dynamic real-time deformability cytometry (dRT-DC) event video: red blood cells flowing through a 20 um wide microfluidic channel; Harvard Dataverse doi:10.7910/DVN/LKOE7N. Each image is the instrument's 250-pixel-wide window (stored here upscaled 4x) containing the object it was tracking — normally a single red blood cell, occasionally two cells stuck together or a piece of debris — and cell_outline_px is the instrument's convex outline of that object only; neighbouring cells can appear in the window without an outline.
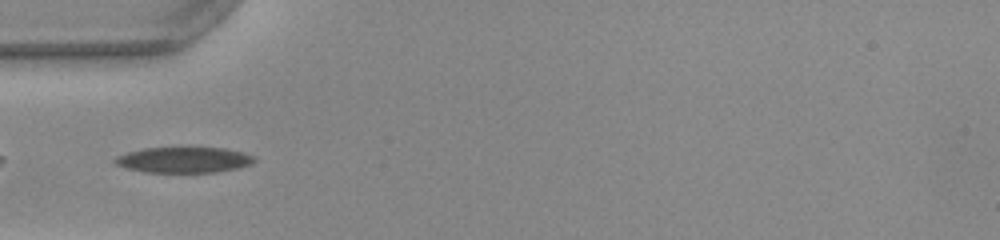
{"species": "common noctule bat (a hibernating species)", "species_latin": "Nyctalus noctula", "temperature_condition": "warm", "stored_images_in_passage": 36, "camera_frame_rate_fps": 3000, "um_per_image_px": 0.085, "animal": {"sex": "female", "body_mass_g": 22.0, "forearm_length_mm": 56.7}, "frame": {"image": 1, "passage_image": 1, "time_ms": 0.0, "image_size_px": [1000, 240], "cell_outline_px": [[256, 160], [252, 164], [236, 168], [216, 172], [144, 172], [128, 168], [116, 164], [112, 160], [116, 156], [128, 152], [144, 148], [224, 148], [244, 152], [256, 156]], "centroid_in_image_um": [15.65, 13.59], "position_along_channel_um": 69.3, "area_um2": 20.81}}
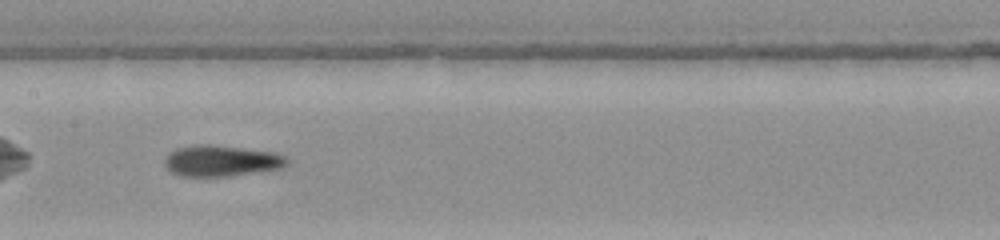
{"frame": {"image": 2, "passage_image": 10, "time_ms": 3.0, "image_size_px": [1000, 240], "cell_outline_px": [[288, 164], [284, 168], [228, 176], [180, 176], [172, 172], [164, 164], [164, 160], [168, 152], [176, 148], [200, 144], [212, 144], [276, 152], [288, 156]], "centroid_in_image_um": [18.85, 13.66], "position_along_channel_um": 188.6, "area_um2": 22.43}}
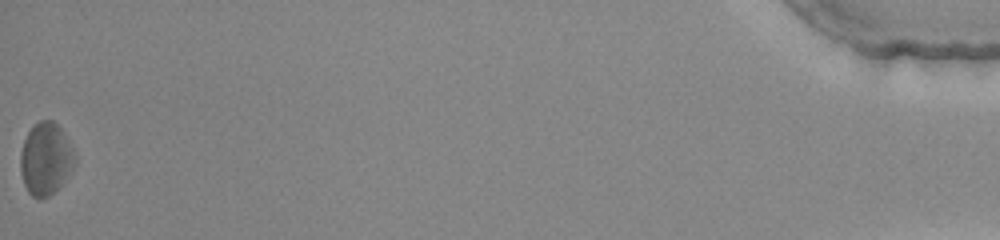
{"frame": {"image": 3, "passage_image": 36, "time_ms": 11.667, "image_size_px": [1000, 240], "cell_outline_px": [[76, 164], [60, 184], [48, 196], [32, 196], [28, 192], [24, 184], [20, 172], [20, 152], [24, 140], [28, 132], [40, 120], [52, 120], [60, 128], [72, 148], [76, 156]], "centroid_in_image_um": [3.87, 13.48], "position_along_channel_um": 431.3, "area_um2": 22.43}, "authors_computed_cell_mechanics": {"area_um2": 21.7906, "velocity_mm_per_s": 3.9763, "shape_relaxation_time_tau1_ms": null, "shape_relaxation_time_tau2_ms": 9.0565, "deformation_change_tau1": null, "deformation_change_tau2": 0.2178}}